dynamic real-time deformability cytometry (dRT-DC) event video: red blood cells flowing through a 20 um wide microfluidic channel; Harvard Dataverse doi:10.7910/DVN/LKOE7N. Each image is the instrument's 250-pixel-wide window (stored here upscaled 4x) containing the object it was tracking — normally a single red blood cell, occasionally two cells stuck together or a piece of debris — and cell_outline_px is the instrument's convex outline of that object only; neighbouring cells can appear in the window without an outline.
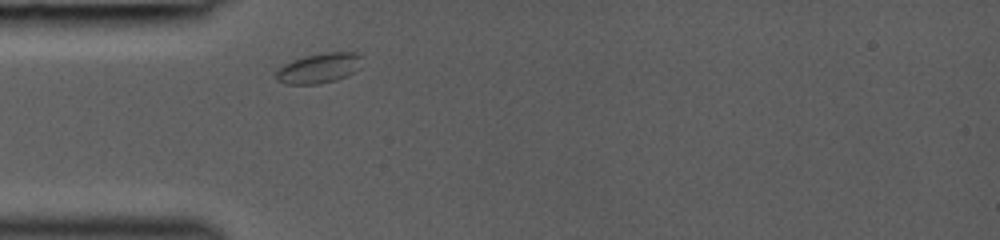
{"species": "common noctule bat (a hibernating species)", "species_latin": "Nyctalus noctula", "temperature_condition": "room temperature", "stored_images_in_passage": 1, "camera_frame_rate_fps": 3000, "um_per_image_px": 0.085, "animal": {"sex": "female", "body_mass_g": 19.0, "forearm_length_mm": 53.3}, "frame": {"image": 1, "passage_image": 1, "time_ms": 0.0, "image_size_px": [1000, 240], "cell_outline_px": [[364, 56], [360, 68], [356, 72], [336, 80], [316, 84], [284, 84], [276, 80], [276, 72], [284, 64], [304, 56], [328, 52], [356, 52]], "centroid_in_image_um": [27.17, 5.79], "position_along_channel_um": 57.8, "area_um2": 15.2}}